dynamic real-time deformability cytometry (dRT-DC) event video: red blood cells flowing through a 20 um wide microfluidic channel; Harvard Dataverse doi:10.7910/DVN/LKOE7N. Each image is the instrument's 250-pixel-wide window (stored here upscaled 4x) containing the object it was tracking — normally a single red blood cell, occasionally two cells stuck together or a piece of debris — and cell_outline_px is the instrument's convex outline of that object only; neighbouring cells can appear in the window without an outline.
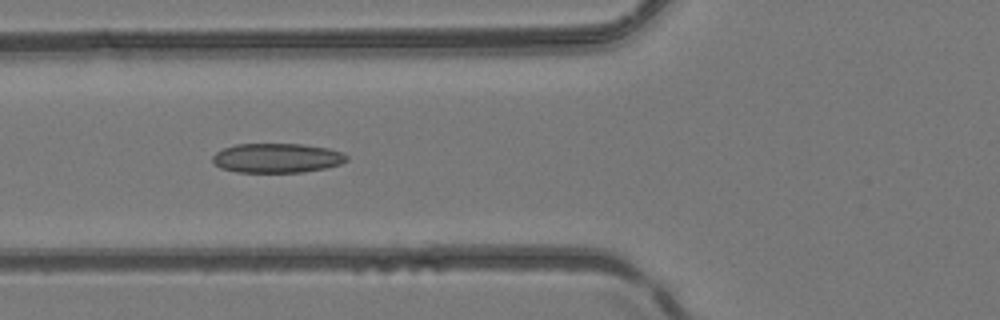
{"species": "common noctule bat (a hibernating species)", "species_latin": "Nyctalus noctula", "temperature_condition": "room temperature", "stored_images_in_passage": 7, "camera_frame_rate_fps": 3000, "um_per_image_px": 0.085, "animal": {"sex": "female", "body_mass_g": 24.6, "forearm_length_mm": 56.2}, "frame": {"image": 1, "passage_image": 6, "time_ms": 6.0, "image_size_px": [1000, 320], "cell_outline_px": [[348, 160], [340, 164], [324, 168], [304, 172], [236, 172], [220, 168], [212, 164], [212, 156], [216, 152], [224, 148], [236, 144], [300, 144], [328, 148], [340, 152], [348, 156]], "centroid_in_image_um": [23.5, 13.44], "position_along_channel_um": 102.3, "area_um2": 23.06}}
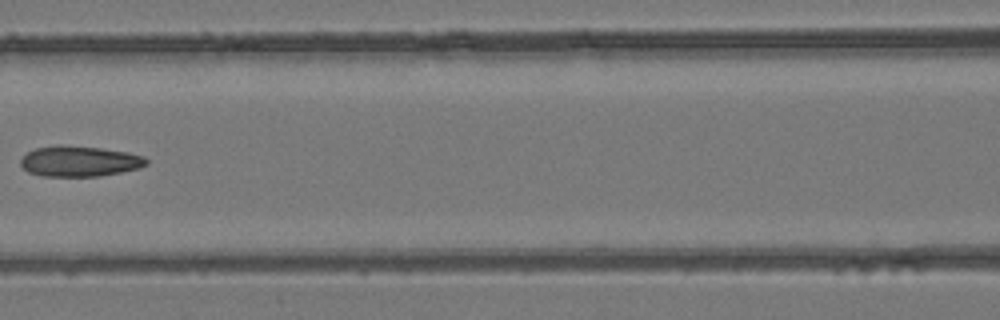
{"frame": {"image": 2, "passage_image": 7, "time_ms": 7.333, "image_size_px": [1000, 320], "cell_outline_px": [[148, 164], [140, 168], [100, 176], [40, 176], [28, 172], [20, 164], [20, 160], [28, 152], [36, 148], [60, 144], [100, 148], [128, 152], [144, 156], [148, 160]], "centroid_in_image_um": [6.77, 13.7], "position_along_channel_um": 159.8, "area_um2": 22.48}}